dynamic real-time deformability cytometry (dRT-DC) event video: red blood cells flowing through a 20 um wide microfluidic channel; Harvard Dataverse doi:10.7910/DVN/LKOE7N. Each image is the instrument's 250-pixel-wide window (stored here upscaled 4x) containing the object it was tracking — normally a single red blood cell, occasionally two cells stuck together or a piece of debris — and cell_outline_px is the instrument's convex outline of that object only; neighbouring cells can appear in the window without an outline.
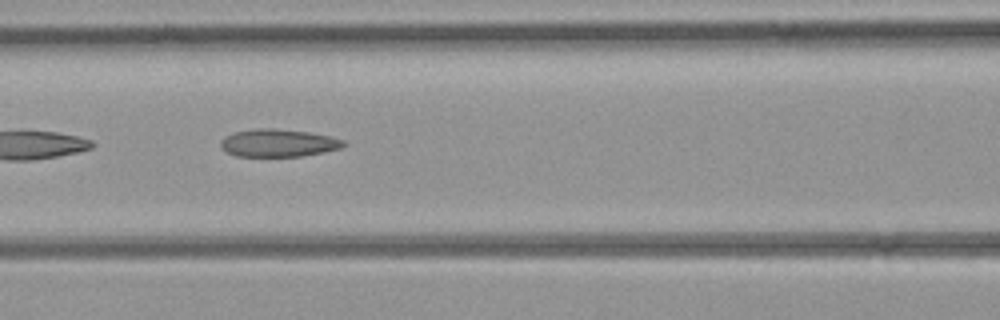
{"species": "common noctule bat (a hibernating species)", "species_latin": "Nyctalus noctula", "temperature_condition": "room temperature", "stored_images_in_passage": 30, "camera_frame_rate_fps": 3000, "um_per_image_px": 0.085, "animal": {"sex": "female", "body_mass_g": 21.9}, "frame": {"image": 1, "passage_image": 5, "time_ms": 1.333, "image_size_px": [1000, 320], "cell_outline_px": [[348, 144], [340, 148], [324, 152], [300, 156], [236, 156], [220, 148], [220, 140], [224, 136], [236, 132], [260, 128], [272, 128], [308, 132], [332, 136], [344, 140]], "centroid_in_image_um": [23.67, 12.15], "position_along_channel_um": 142.9, "area_um2": 19.83}}
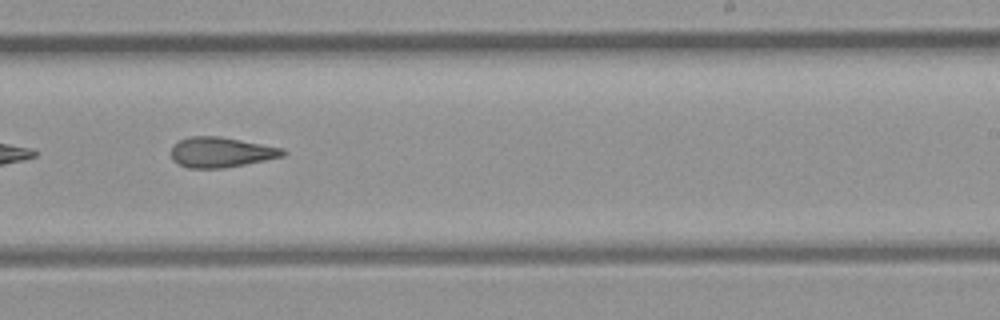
{"frame": {"image": 2, "passage_image": 13, "time_ms": 4.0, "image_size_px": [1000, 320], "cell_outline_px": [[288, 152], [284, 156], [224, 168], [188, 168], [172, 160], [172, 144], [180, 140], [192, 136], [220, 136], [284, 148]], "centroid_in_image_um": [18.8, 12.93], "position_along_channel_um": 270.2, "area_um2": 19.65}}
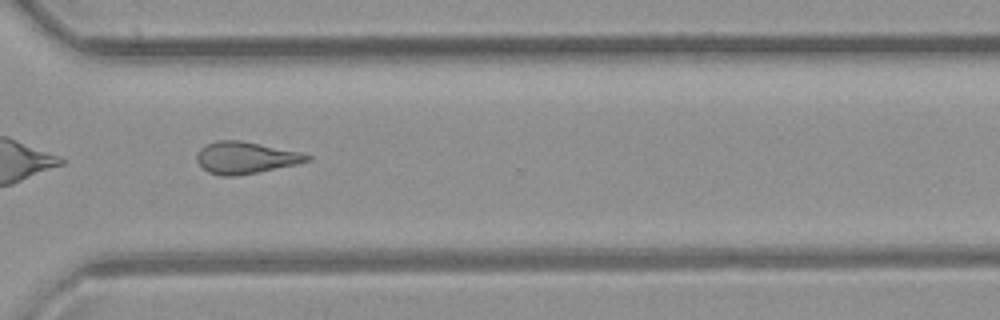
{"frame": {"image": 3, "passage_image": 18, "time_ms": 5.667, "image_size_px": [1000, 320], "cell_outline_px": [[312, 160], [296, 164], [236, 176], [220, 176], [208, 172], [196, 160], [196, 156], [200, 148], [216, 140], [240, 140], [300, 152], [312, 156]], "centroid_in_image_um": [20.86, 13.4], "position_along_channel_um": 349.7, "area_um2": 20.29}}